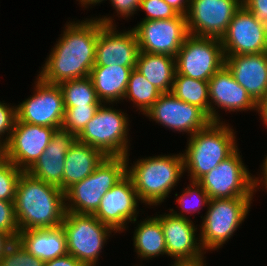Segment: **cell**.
Wrapping results in <instances>:
<instances>
[{
	"label": "cell",
	"instance_id": "cell-12",
	"mask_svg": "<svg viewBox=\"0 0 267 266\" xmlns=\"http://www.w3.org/2000/svg\"><path fill=\"white\" fill-rule=\"evenodd\" d=\"M35 80L33 95L16 106L17 119L32 125L61 128L65 105L60 86L46 83L38 76Z\"/></svg>",
	"mask_w": 267,
	"mask_h": 266
},
{
	"label": "cell",
	"instance_id": "cell-36",
	"mask_svg": "<svg viewBox=\"0 0 267 266\" xmlns=\"http://www.w3.org/2000/svg\"><path fill=\"white\" fill-rule=\"evenodd\" d=\"M16 118V105L0 101V150L8 143Z\"/></svg>",
	"mask_w": 267,
	"mask_h": 266
},
{
	"label": "cell",
	"instance_id": "cell-33",
	"mask_svg": "<svg viewBox=\"0 0 267 266\" xmlns=\"http://www.w3.org/2000/svg\"><path fill=\"white\" fill-rule=\"evenodd\" d=\"M99 106L65 107L61 128L77 136L95 115Z\"/></svg>",
	"mask_w": 267,
	"mask_h": 266
},
{
	"label": "cell",
	"instance_id": "cell-47",
	"mask_svg": "<svg viewBox=\"0 0 267 266\" xmlns=\"http://www.w3.org/2000/svg\"><path fill=\"white\" fill-rule=\"evenodd\" d=\"M265 53L267 55V31H266V44H265Z\"/></svg>",
	"mask_w": 267,
	"mask_h": 266
},
{
	"label": "cell",
	"instance_id": "cell-24",
	"mask_svg": "<svg viewBox=\"0 0 267 266\" xmlns=\"http://www.w3.org/2000/svg\"><path fill=\"white\" fill-rule=\"evenodd\" d=\"M105 158L97 148L75 140L65 155L63 192L92 174Z\"/></svg>",
	"mask_w": 267,
	"mask_h": 266
},
{
	"label": "cell",
	"instance_id": "cell-45",
	"mask_svg": "<svg viewBox=\"0 0 267 266\" xmlns=\"http://www.w3.org/2000/svg\"><path fill=\"white\" fill-rule=\"evenodd\" d=\"M171 266H207L206 260L200 259L198 261L193 262H173Z\"/></svg>",
	"mask_w": 267,
	"mask_h": 266
},
{
	"label": "cell",
	"instance_id": "cell-35",
	"mask_svg": "<svg viewBox=\"0 0 267 266\" xmlns=\"http://www.w3.org/2000/svg\"><path fill=\"white\" fill-rule=\"evenodd\" d=\"M139 10L146 13L141 21L171 19L178 15L164 0H141Z\"/></svg>",
	"mask_w": 267,
	"mask_h": 266
},
{
	"label": "cell",
	"instance_id": "cell-3",
	"mask_svg": "<svg viewBox=\"0 0 267 266\" xmlns=\"http://www.w3.org/2000/svg\"><path fill=\"white\" fill-rule=\"evenodd\" d=\"M126 155V174L131 178L140 203L148 206L160 205L183 177L182 153L149 156L129 162ZM129 163L131 166H129Z\"/></svg>",
	"mask_w": 267,
	"mask_h": 266
},
{
	"label": "cell",
	"instance_id": "cell-27",
	"mask_svg": "<svg viewBox=\"0 0 267 266\" xmlns=\"http://www.w3.org/2000/svg\"><path fill=\"white\" fill-rule=\"evenodd\" d=\"M133 232V246L138 258L153 260L160 255H167L166 241L160 220L152 215L140 219ZM152 258V259H151Z\"/></svg>",
	"mask_w": 267,
	"mask_h": 266
},
{
	"label": "cell",
	"instance_id": "cell-13",
	"mask_svg": "<svg viewBox=\"0 0 267 266\" xmlns=\"http://www.w3.org/2000/svg\"><path fill=\"white\" fill-rule=\"evenodd\" d=\"M140 51L175 57L189 35L185 15L171 19L140 21L133 26Z\"/></svg>",
	"mask_w": 267,
	"mask_h": 266
},
{
	"label": "cell",
	"instance_id": "cell-43",
	"mask_svg": "<svg viewBox=\"0 0 267 266\" xmlns=\"http://www.w3.org/2000/svg\"><path fill=\"white\" fill-rule=\"evenodd\" d=\"M261 167H262V169H261L262 175H261V177L259 175L257 177V187L261 188L260 186H264V188L267 191V155H265V158L263 159V164Z\"/></svg>",
	"mask_w": 267,
	"mask_h": 266
},
{
	"label": "cell",
	"instance_id": "cell-4",
	"mask_svg": "<svg viewBox=\"0 0 267 266\" xmlns=\"http://www.w3.org/2000/svg\"><path fill=\"white\" fill-rule=\"evenodd\" d=\"M224 122L211 121L188 137L182 156L190 181L198 182L238 148L236 131Z\"/></svg>",
	"mask_w": 267,
	"mask_h": 266
},
{
	"label": "cell",
	"instance_id": "cell-38",
	"mask_svg": "<svg viewBox=\"0 0 267 266\" xmlns=\"http://www.w3.org/2000/svg\"><path fill=\"white\" fill-rule=\"evenodd\" d=\"M113 9L117 12L118 18L126 19L132 17L139 11L141 0H109ZM120 15V16H119Z\"/></svg>",
	"mask_w": 267,
	"mask_h": 266
},
{
	"label": "cell",
	"instance_id": "cell-46",
	"mask_svg": "<svg viewBox=\"0 0 267 266\" xmlns=\"http://www.w3.org/2000/svg\"><path fill=\"white\" fill-rule=\"evenodd\" d=\"M79 1V4H81V7L89 8L90 5H97L101 4L105 0H77Z\"/></svg>",
	"mask_w": 267,
	"mask_h": 266
},
{
	"label": "cell",
	"instance_id": "cell-28",
	"mask_svg": "<svg viewBox=\"0 0 267 266\" xmlns=\"http://www.w3.org/2000/svg\"><path fill=\"white\" fill-rule=\"evenodd\" d=\"M171 92L180 100L198 106L210 118L208 81L196 80L184 75H175Z\"/></svg>",
	"mask_w": 267,
	"mask_h": 266
},
{
	"label": "cell",
	"instance_id": "cell-16",
	"mask_svg": "<svg viewBox=\"0 0 267 266\" xmlns=\"http://www.w3.org/2000/svg\"><path fill=\"white\" fill-rule=\"evenodd\" d=\"M56 128L20 122L17 118L2 155L20 170L28 171L45 151Z\"/></svg>",
	"mask_w": 267,
	"mask_h": 266
},
{
	"label": "cell",
	"instance_id": "cell-42",
	"mask_svg": "<svg viewBox=\"0 0 267 266\" xmlns=\"http://www.w3.org/2000/svg\"><path fill=\"white\" fill-rule=\"evenodd\" d=\"M14 242L15 240L9 234L0 231V259Z\"/></svg>",
	"mask_w": 267,
	"mask_h": 266
},
{
	"label": "cell",
	"instance_id": "cell-11",
	"mask_svg": "<svg viewBox=\"0 0 267 266\" xmlns=\"http://www.w3.org/2000/svg\"><path fill=\"white\" fill-rule=\"evenodd\" d=\"M95 18L98 20V37L94 66L136 67L140 49L133 27L119 32L112 17Z\"/></svg>",
	"mask_w": 267,
	"mask_h": 266
},
{
	"label": "cell",
	"instance_id": "cell-5",
	"mask_svg": "<svg viewBox=\"0 0 267 266\" xmlns=\"http://www.w3.org/2000/svg\"><path fill=\"white\" fill-rule=\"evenodd\" d=\"M112 105V107L110 106ZM102 103L76 140L100 150L106 157H125L130 151L127 113Z\"/></svg>",
	"mask_w": 267,
	"mask_h": 266
},
{
	"label": "cell",
	"instance_id": "cell-34",
	"mask_svg": "<svg viewBox=\"0 0 267 266\" xmlns=\"http://www.w3.org/2000/svg\"><path fill=\"white\" fill-rule=\"evenodd\" d=\"M0 266H45V262L28 253L15 241L0 259Z\"/></svg>",
	"mask_w": 267,
	"mask_h": 266
},
{
	"label": "cell",
	"instance_id": "cell-8",
	"mask_svg": "<svg viewBox=\"0 0 267 266\" xmlns=\"http://www.w3.org/2000/svg\"><path fill=\"white\" fill-rule=\"evenodd\" d=\"M62 227L67 237V252L88 266H96L105 243L116 232L94 215L66 212Z\"/></svg>",
	"mask_w": 267,
	"mask_h": 266
},
{
	"label": "cell",
	"instance_id": "cell-26",
	"mask_svg": "<svg viewBox=\"0 0 267 266\" xmlns=\"http://www.w3.org/2000/svg\"><path fill=\"white\" fill-rule=\"evenodd\" d=\"M135 69L160 92H171L176 73L175 57L140 51Z\"/></svg>",
	"mask_w": 267,
	"mask_h": 266
},
{
	"label": "cell",
	"instance_id": "cell-6",
	"mask_svg": "<svg viewBox=\"0 0 267 266\" xmlns=\"http://www.w3.org/2000/svg\"><path fill=\"white\" fill-rule=\"evenodd\" d=\"M126 157H106L95 171L65 192L66 212L93 215L102 197L126 175Z\"/></svg>",
	"mask_w": 267,
	"mask_h": 266
},
{
	"label": "cell",
	"instance_id": "cell-40",
	"mask_svg": "<svg viewBox=\"0 0 267 266\" xmlns=\"http://www.w3.org/2000/svg\"><path fill=\"white\" fill-rule=\"evenodd\" d=\"M45 266H88L87 264L80 262L70 254H66L45 262Z\"/></svg>",
	"mask_w": 267,
	"mask_h": 266
},
{
	"label": "cell",
	"instance_id": "cell-9",
	"mask_svg": "<svg viewBox=\"0 0 267 266\" xmlns=\"http://www.w3.org/2000/svg\"><path fill=\"white\" fill-rule=\"evenodd\" d=\"M239 151L237 148L198 181L209 199L254 197L259 190L257 177L249 172Z\"/></svg>",
	"mask_w": 267,
	"mask_h": 266
},
{
	"label": "cell",
	"instance_id": "cell-32",
	"mask_svg": "<svg viewBox=\"0 0 267 266\" xmlns=\"http://www.w3.org/2000/svg\"><path fill=\"white\" fill-rule=\"evenodd\" d=\"M22 172L3 155L0 156V200H15L17 182Z\"/></svg>",
	"mask_w": 267,
	"mask_h": 266
},
{
	"label": "cell",
	"instance_id": "cell-19",
	"mask_svg": "<svg viewBox=\"0 0 267 266\" xmlns=\"http://www.w3.org/2000/svg\"><path fill=\"white\" fill-rule=\"evenodd\" d=\"M169 212L156 215L163 229L167 255L175 260L174 262H193L205 259L206 252L198 238L200 235L196 234L198 228L195 223L190 218H183Z\"/></svg>",
	"mask_w": 267,
	"mask_h": 266
},
{
	"label": "cell",
	"instance_id": "cell-1",
	"mask_svg": "<svg viewBox=\"0 0 267 266\" xmlns=\"http://www.w3.org/2000/svg\"><path fill=\"white\" fill-rule=\"evenodd\" d=\"M90 18L66 22L61 37L37 74L42 81L59 85L90 75L98 37V20Z\"/></svg>",
	"mask_w": 267,
	"mask_h": 266
},
{
	"label": "cell",
	"instance_id": "cell-39",
	"mask_svg": "<svg viewBox=\"0 0 267 266\" xmlns=\"http://www.w3.org/2000/svg\"><path fill=\"white\" fill-rule=\"evenodd\" d=\"M242 5L267 28V0H242Z\"/></svg>",
	"mask_w": 267,
	"mask_h": 266
},
{
	"label": "cell",
	"instance_id": "cell-18",
	"mask_svg": "<svg viewBox=\"0 0 267 266\" xmlns=\"http://www.w3.org/2000/svg\"><path fill=\"white\" fill-rule=\"evenodd\" d=\"M267 28L243 5L221 38L224 56L265 52Z\"/></svg>",
	"mask_w": 267,
	"mask_h": 266
},
{
	"label": "cell",
	"instance_id": "cell-25",
	"mask_svg": "<svg viewBox=\"0 0 267 266\" xmlns=\"http://www.w3.org/2000/svg\"><path fill=\"white\" fill-rule=\"evenodd\" d=\"M135 67L93 66L89 77L101 103L123 102L131 71Z\"/></svg>",
	"mask_w": 267,
	"mask_h": 266
},
{
	"label": "cell",
	"instance_id": "cell-2",
	"mask_svg": "<svg viewBox=\"0 0 267 266\" xmlns=\"http://www.w3.org/2000/svg\"><path fill=\"white\" fill-rule=\"evenodd\" d=\"M14 208L20 231L59 226L66 213L65 193L23 171L17 182Z\"/></svg>",
	"mask_w": 267,
	"mask_h": 266
},
{
	"label": "cell",
	"instance_id": "cell-10",
	"mask_svg": "<svg viewBox=\"0 0 267 266\" xmlns=\"http://www.w3.org/2000/svg\"><path fill=\"white\" fill-rule=\"evenodd\" d=\"M224 61L221 39L189 34L175 56V75L209 81Z\"/></svg>",
	"mask_w": 267,
	"mask_h": 266
},
{
	"label": "cell",
	"instance_id": "cell-44",
	"mask_svg": "<svg viewBox=\"0 0 267 266\" xmlns=\"http://www.w3.org/2000/svg\"><path fill=\"white\" fill-rule=\"evenodd\" d=\"M257 112L260 114L259 116H260L261 120H263L262 122L266 127L267 126V97L263 98L257 104Z\"/></svg>",
	"mask_w": 267,
	"mask_h": 266
},
{
	"label": "cell",
	"instance_id": "cell-15",
	"mask_svg": "<svg viewBox=\"0 0 267 266\" xmlns=\"http://www.w3.org/2000/svg\"><path fill=\"white\" fill-rule=\"evenodd\" d=\"M242 0H190L186 16L191 35L221 39Z\"/></svg>",
	"mask_w": 267,
	"mask_h": 266
},
{
	"label": "cell",
	"instance_id": "cell-17",
	"mask_svg": "<svg viewBox=\"0 0 267 266\" xmlns=\"http://www.w3.org/2000/svg\"><path fill=\"white\" fill-rule=\"evenodd\" d=\"M139 202L133 182L126 174L102 197L100 206L93 215L120 234L127 231V224L136 223L140 212L137 210Z\"/></svg>",
	"mask_w": 267,
	"mask_h": 266
},
{
	"label": "cell",
	"instance_id": "cell-37",
	"mask_svg": "<svg viewBox=\"0 0 267 266\" xmlns=\"http://www.w3.org/2000/svg\"><path fill=\"white\" fill-rule=\"evenodd\" d=\"M0 231L9 234L16 241L20 230L15 217L14 201L0 200Z\"/></svg>",
	"mask_w": 267,
	"mask_h": 266
},
{
	"label": "cell",
	"instance_id": "cell-29",
	"mask_svg": "<svg viewBox=\"0 0 267 266\" xmlns=\"http://www.w3.org/2000/svg\"><path fill=\"white\" fill-rule=\"evenodd\" d=\"M161 94L162 92L134 68L131 71L123 100L132 101L135 105L133 107L135 109L137 107V110L145 115Z\"/></svg>",
	"mask_w": 267,
	"mask_h": 266
},
{
	"label": "cell",
	"instance_id": "cell-30",
	"mask_svg": "<svg viewBox=\"0 0 267 266\" xmlns=\"http://www.w3.org/2000/svg\"><path fill=\"white\" fill-rule=\"evenodd\" d=\"M65 107L100 106L91 78L84 77L61 82L59 84Z\"/></svg>",
	"mask_w": 267,
	"mask_h": 266
},
{
	"label": "cell",
	"instance_id": "cell-20",
	"mask_svg": "<svg viewBox=\"0 0 267 266\" xmlns=\"http://www.w3.org/2000/svg\"><path fill=\"white\" fill-rule=\"evenodd\" d=\"M210 99V120L221 122L218 111L243 112L257 111V103L248 92L233 78L230 70L223 65L208 81ZM214 106V107H213ZM218 108H217V107ZM216 108V109H215Z\"/></svg>",
	"mask_w": 267,
	"mask_h": 266
},
{
	"label": "cell",
	"instance_id": "cell-21",
	"mask_svg": "<svg viewBox=\"0 0 267 266\" xmlns=\"http://www.w3.org/2000/svg\"><path fill=\"white\" fill-rule=\"evenodd\" d=\"M233 78L258 104L267 97V55L265 52L224 56Z\"/></svg>",
	"mask_w": 267,
	"mask_h": 266
},
{
	"label": "cell",
	"instance_id": "cell-23",
	"mask_svg": "<svg viewBox=\"0 0 267 266\" xmlns=\"http://www.w3.org/2000/svg\"><path fill=\"white\" fill-rule=\"evenodd\" d=\"M16 241L28 253L44 262L68 253L67 237L62 225L22 230L18 233Z\"/></svg>",
	"mask_w": 267,
	"mask_h": 266
},
{
	"label": "cell",
	"instance_id": "cell-7",
	"mask_svg": "<svg viewBox=\"0 0 267 266\" xmlns=\"http://www.w3.org/2000/svg\"><path fill=\"white\" fill-rule=\"evenodd\" d=\"M254 197L210 199L199 238L205 252L221 248L245 221Z\"/></svg>",
	"mask_w": 267,
	"mask_h": 266
},
{
	"label": "cell",
	"instance_id": "cell-41",
	"mask_svg": "<svg viewBox=\"0 0 267 266\" xmlns=\"http://www.w3.org/2000/svg\"><path fill=\"white\" fill-rule=\"evenodd\" d=\"M179 15H186L189 9L190 0H164Z\"/></svg>",
	"mask_w": 267,
	"mask_h": 266
},
{
	"label": "cell",
	"instance_id": "cell-22",
	"mask_svg": "<svg viewBox=\"0 0 267 266\" xmlns=\"http://www.w3.org/2000/svg\"><path fill=\"white\" fill-rule=\"evenodd\" d=\"M76 136L63 128L56 129L45 151L27 171L31 176L55 185L63 191L65 155Z\"/></svg>",
	"mask_w": 267,
	"mask_h": 266
},
{
	"label": "cell",
	"instance_id": "cell-31",
	"mask_svg": "<svg viewBox=\"0 0 267 266\" xmlns=\"http://www.w3.org/2000/svg\"><path fill=\"white\" fill-rule=\"evenodd\" d=\"M189 185L182 190V194L178 196L176 193V203L178 204L180 212L174 209L170 210L174 215L181 216L183 218H190L187 215L194 213L200 214L199 210L203 207H207L209 203V197L206 191L198 182L189 181ZM186 214V215H185Z\"/></svg>",
	"mask_w": 267,
	"mask_h": 266
},
{
	"label": "cell",
	"instance_id": "cell-14",
	"mask_svg": "<svg viewBox=\"0 0 267 266\" xmlns=\"http://www.w3.org/2000/svg\"><path fill=\"white\" fill-rule=\"evenodd\" d=\"M144 116L189 137L211 122L202 109L180 100L172 92L162 93Z\"/></svg>",
	"mask_w": 267,
	"mask_h": 266
}]
</instances>
